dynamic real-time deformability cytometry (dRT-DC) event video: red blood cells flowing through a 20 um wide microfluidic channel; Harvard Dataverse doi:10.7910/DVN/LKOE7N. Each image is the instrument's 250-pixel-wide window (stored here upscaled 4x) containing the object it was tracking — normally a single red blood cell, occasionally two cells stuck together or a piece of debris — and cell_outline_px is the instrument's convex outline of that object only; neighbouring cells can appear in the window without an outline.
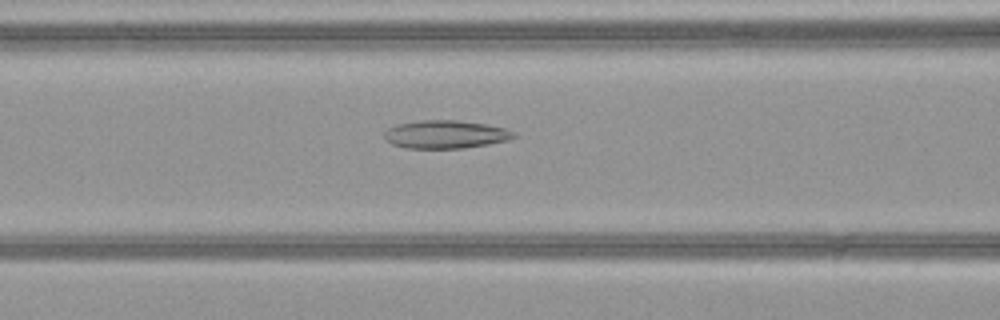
{"species": "common noctule bat (a hibernating species)", "species_latin": "Nyctalus noctula", "temperature_condition": "warm", "stored_images_in_passage": 41, "camera_frame_rate_fps": 3000, "um_per_image_px": 0.085, "animal": {"sex": "female", "body_mass_g": 21.9}, "frame": {"image": 1, "passage_image": 12, "time_ms": 3.667, "image_size_px": [1000, 320], "cell_outline_px": [[516, 136], [508, 140], [488, 144], [464, 148], [408, 148], [392, 144], [384, 140], [384, 132], [388, 128], [400, 124], [420, 120], [456, 120], [484, 124], [504, 128], [516, 132]], "centroid_in_image_um": [37.86, 11.42], "position_along_channel_um": 128.7, "area_um2": 21.1}}
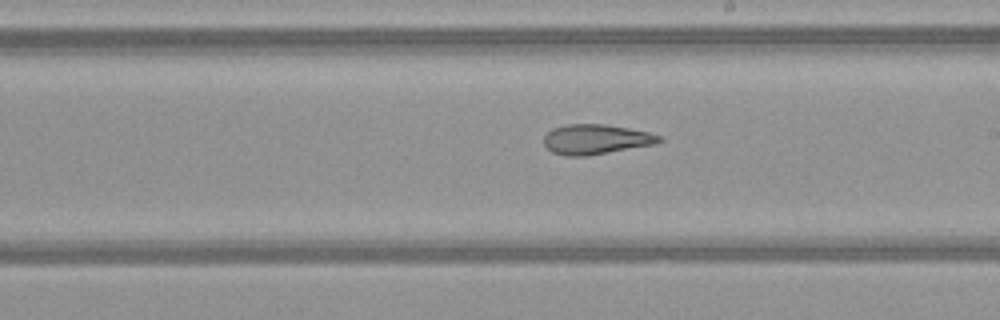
{"frame": {"image": 2, "passage_image": 20, "time_ms": 6.333, "image_size_px": [1000, 320], "cell_outline_px": [[664, 140], [652, 144], [588, 156], [564, 156], [552, 152], [544, 144], [544, 136], [552, 128], [568, 124], [604, 124], [628, 128], [648, 132], [660, 136]], "centroid_in_image_um": [50.61, 11.84], "position_along_channel_um": 238.4, "area_um2": 19.94}}
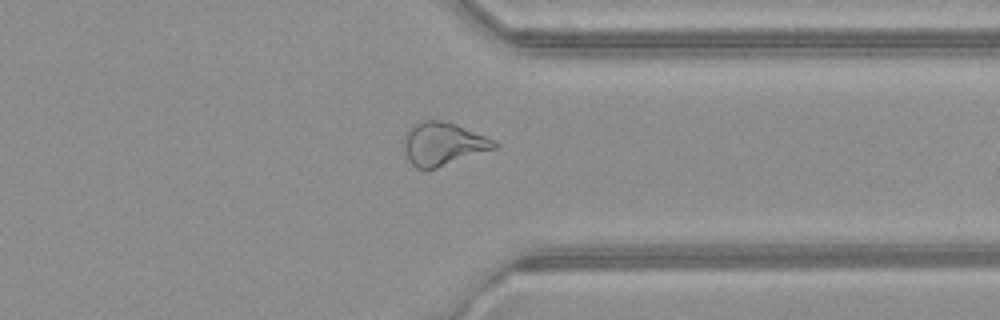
{"frame": {"image": 3, "passage_image": 30, "time_ms": 9.667, "image_size_px": [1000, 320], "cell_outline_px": [[500, 144], [496, 148], [436, 168], [416, 168], [408, 160], [404, 144], [404, 140], [408, 132], [416, 124], [424, 120], [440, 120], [456, 124], [496, 140]], "centroid_in_image_um": [37.71, 12.23], "position_along_channel_um": 373.7, "area_um2": 22.25}, "authors_computed_cell_mechanics": {"area_um2": 22.8888, "velocity_mm_per_s": 4.1025, "shape_relaxation_time_tau1_ms": null, "shape_relaxation_time_tau2_ms": 3.2081, "deformation_change_tau1": null, "deformation_change_tau2": 0.1239}}